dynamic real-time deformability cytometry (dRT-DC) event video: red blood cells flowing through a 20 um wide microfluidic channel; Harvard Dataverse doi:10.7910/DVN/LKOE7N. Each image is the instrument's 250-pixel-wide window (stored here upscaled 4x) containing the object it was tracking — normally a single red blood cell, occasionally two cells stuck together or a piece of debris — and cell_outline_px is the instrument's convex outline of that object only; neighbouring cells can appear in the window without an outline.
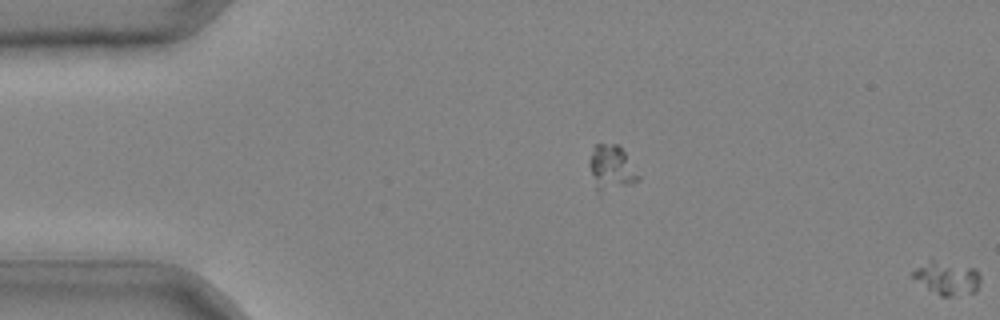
{"species": "common noctule bat (a hibernating species)", "species_latin": "Nyctalus noctula", "temperature_condition": "cold", "stored_images_in_passage": 44, "camera_frame_rate_fps": 3000, "um_per_image_px": 0.085, "animal": {"sex": "male", "body_mass_g": 20.4}, "frame": {"image": 1, "passage_image": 1, "time_ms": 0.0, "image_size_px": [1000, 320], "cell_outline_px": [[980, 284], [976, 292], [948, 296], [940, 296], [928, 288], [912, 276], [912, 272], [916, 268], [932, 260], [976, 268], [980, 272]], "centroid_in_image_um": [80.58, 23.64], "position_along_channel_um": 4.4, "area_um2": 12.77}}
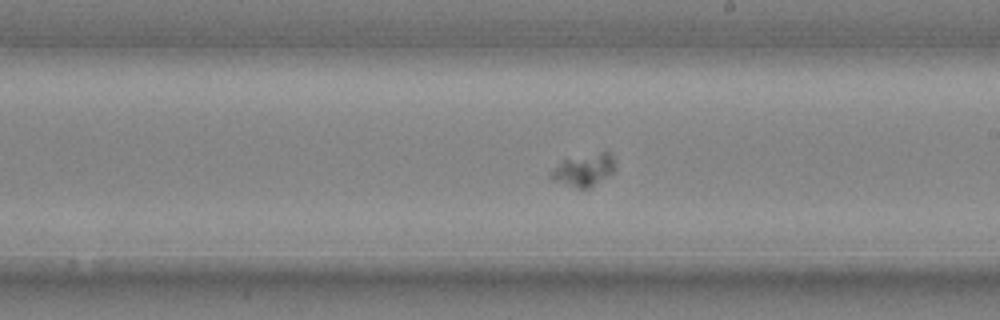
{"frame": {"image": 2, "passage_image": 27, "time_ms": 8.667, "image_size_px": [1000, 320], "cell_outline_px": [[612, 172], [608, 176], [588, 188], [580, 188], [552, 180], [548, 176], [564, 160], [600, 152], [608, 152], [612, 156]], "centroid_in_image_um": [49.62, 14.46], "position_along_channel_um": 239.4, "area_um2": 11.33}}
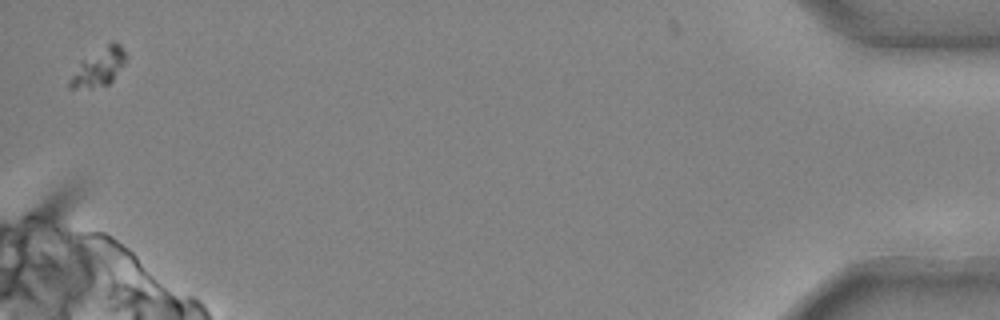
{"frame": {"image": 3, "passage_image": 44, "time_ms": 14.333, "image_size_px": [1000, 320], "cell_outline_px": [[124, 64], [112, 80], [108, 84], [72, 88], [68, 88], [68, 80], [80, 60], [112, 40], [120, 44], [124, 52]], "centroid_in_image_um": [8.36, 5.67], "position_along_channel_um": 426.8, "area_um2": 12.08}}